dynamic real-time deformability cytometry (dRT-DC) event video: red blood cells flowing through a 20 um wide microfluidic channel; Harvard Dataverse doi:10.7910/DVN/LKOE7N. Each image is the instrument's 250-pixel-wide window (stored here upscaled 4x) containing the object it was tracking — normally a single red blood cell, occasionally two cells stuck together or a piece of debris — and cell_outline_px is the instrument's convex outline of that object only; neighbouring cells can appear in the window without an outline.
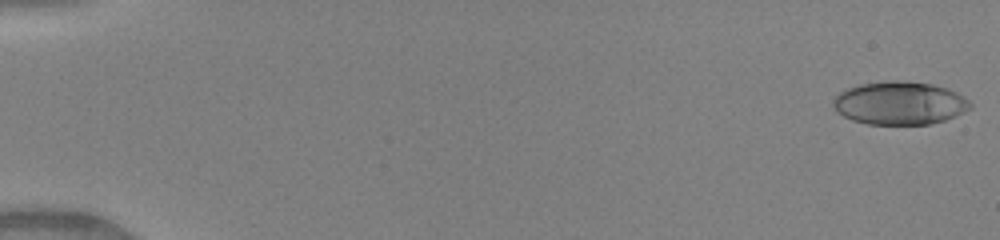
{"species": "human", "species_latin": "Homo sapiens", "temperature_condition": "warm", "stored_images_in_passage": 39, "camera_frame_rate_fps": 3000, "um_per_image_px": 0.085, "donor": {"sex": "female"}, "frame": {"image": 1, "passage_image": 1, "time_ms": 0.0, "image_size_px": [1000, 240], "cell_outline_px": [[972, 108], [964, 112], [944, 120], [928, 124], [868, 124], [852, 120], [844, 116], [832, 104], [832, 100], [840, 92], [848, 88], [860, 84], [892, 80], [904, 80], [932, 84], [948, 88], [964, 96], [972, 104]], "centroid_in_image_um": [76.5, 8.75], "position_along_channel_um": 8.5, "area_um2": 34.39}}
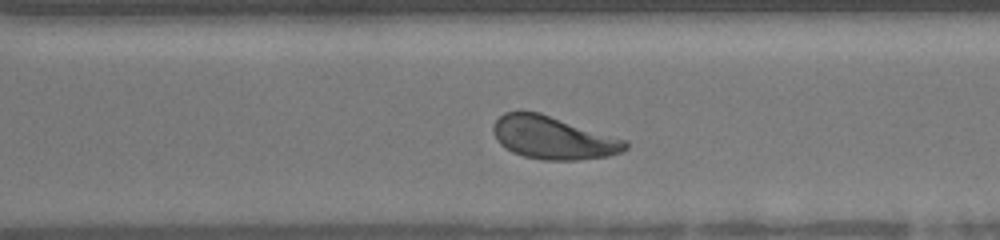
{"frame": {"image": 2, "passage_image": 31, "time_ms": 10.0, "image_size_px": [1000, 240], "cell_outline_px": [[628, 148], [620, 152], [608, 156], [576, 160], [544, 160], [524, 156], [512, 152], [500, 144], [496, 140], [492, 128], [492, 124], [504, 112], [540, 112], [628, 140]], "centroid_in_image_um": [47.02, 11.71], "position_along_channel_um": 323.6, "area_um2": 33.06}}
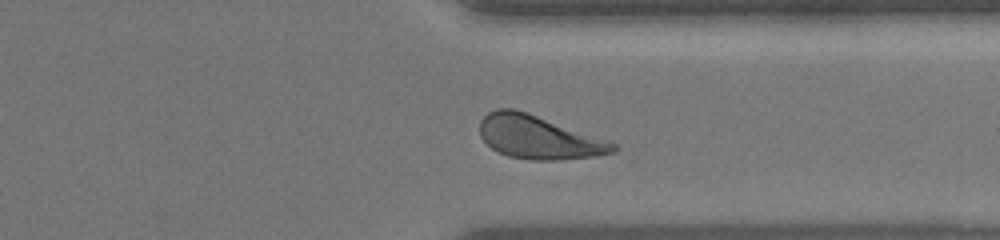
{"frame": {"image": 3, "passage_image": 34, "time_ms": 11.0, "image_size_px": [1000, 240], "cell_outline_px": [[620, 148], [616, 152], [596, 156], [556, 160], [528, 160], [508, 156], [492, 148], [480, 136], [480, 120], [488, 112], [496, 108], [516, 108], [528, 112], [608, 140], [616, 144]], "centroid_in_image_um": [45.8, 11.66], "position_along_channel_um": 365.6, "area_um2": 33.87}, "authors_computed_cell_mechanics": {"area_um2": 33.1194, "velocity_mm_per_s": 4.1319, "shape_relaxation_time_tau1_ms": 2.4632, "shape_relaxation_time_tau2_ms": 0.9821, "deformation_change_tau1": 0.1482, "deformation_change_tau2": 0.0792}}